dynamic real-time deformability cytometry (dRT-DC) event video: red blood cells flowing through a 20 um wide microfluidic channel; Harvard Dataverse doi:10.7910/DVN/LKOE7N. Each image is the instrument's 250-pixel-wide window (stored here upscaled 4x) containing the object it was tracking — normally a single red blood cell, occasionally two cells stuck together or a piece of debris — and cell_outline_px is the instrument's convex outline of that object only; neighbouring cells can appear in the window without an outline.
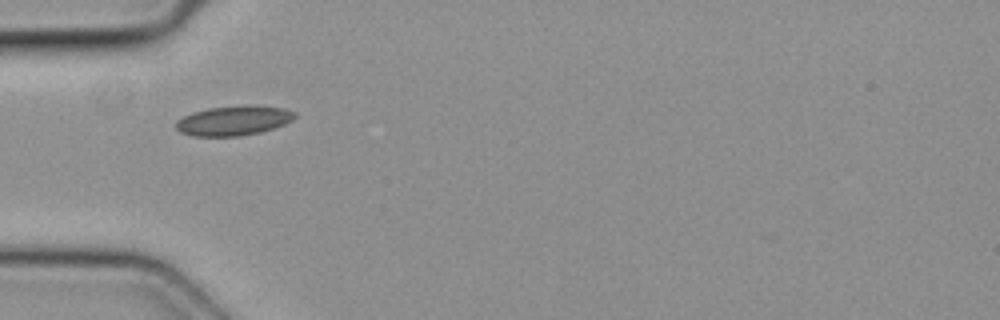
{"species": "common noctule bat (a hibernating species)", "species_latin": "Nyctalus noctula", "temperature_condition": "cold", "stored_images_in_passage": 3, "camera_frame_rate_fps": 3000, "um_per_image_px": 0.085, "animal": {"sex": "female", "body_mass_g": 19.3, "forearm_length_mm": 54.1}, "frame": {"image": 1, "passage_image": 1, "time_ms": 0.0, "image_size_px": [1000, 320], "cell_outline_px": [[296, 116], [292, 120], [284, 124], [260, 132], [240, 136], [192, 136], [180, 132], [176, 128], [176, 120], [192, 112], [208, 108], [248, 104], [284, 108], [296, 112]], "centroid_in_image_um": [19.85, 10.24], "position_along_channel_um": 65.1, "area_um2": 20.69}}